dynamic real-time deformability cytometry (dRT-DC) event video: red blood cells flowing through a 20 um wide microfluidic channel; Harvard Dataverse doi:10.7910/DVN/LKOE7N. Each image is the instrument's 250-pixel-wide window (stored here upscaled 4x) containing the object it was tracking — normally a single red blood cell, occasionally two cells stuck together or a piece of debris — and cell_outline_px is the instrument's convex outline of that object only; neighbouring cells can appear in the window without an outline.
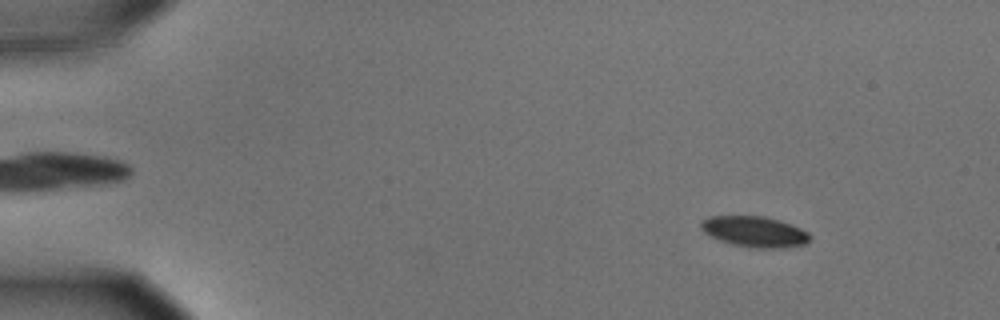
{"species": "common noctule bat (a hibernating species)", "species_latin": "Nyctalus noctula", "temperature_condition": "cold", "stored_images_in_passage": 57, "camera_frame_rate_fps": 3000, "um_per_image_px": 0.085, "animal": {"sex": "male", "body_mass_g": 15.6}, "frame": {"image": 1, "passage_image": 7, "time_ms": 2.0, "image_size_px": [1000, 320], "cell_outline_px": [[812, 236], [804, 244], [784, 248], [756, 248], [732, 244], [720, 240], [704, 232], [700, 228], [700, 220], [708, 216], [764, 216], [780, 220], [792, 224], [808, 232]], "centroid_in_image_um": [64.13, 19.68], "position_along_channel_um": 20.9, "area_um2": 19.59}}
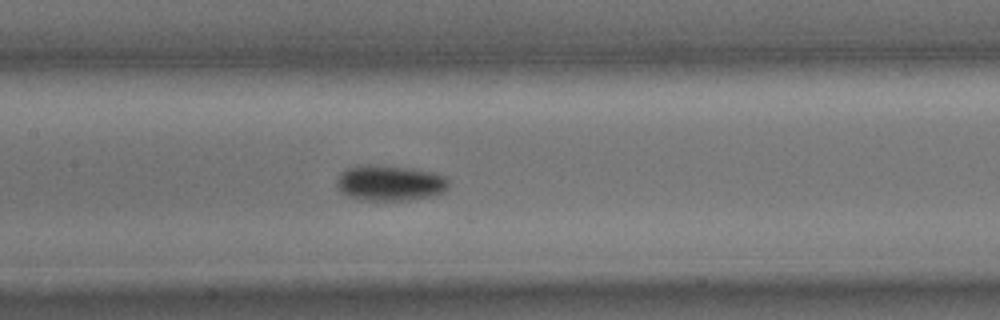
{"frame": {"image": 2, "passage_image": 28, "time_ms": 9.0, "image_size_px": [1000, 320], "cell_outline_px": [[448, 188], [444, 192], [432, 196], [408, 200], [360, 200], [348, 196], [340, 192], [336, 184], [336, 180], [340, 172], [348, 168], [368, 164], [404, 168], [436, 172], [444, 176], [448, 180]], "centroid_in_image_um": [33.13, 15.56], "position_along_channel_um": 174.3, "area_um2": 23.24}}
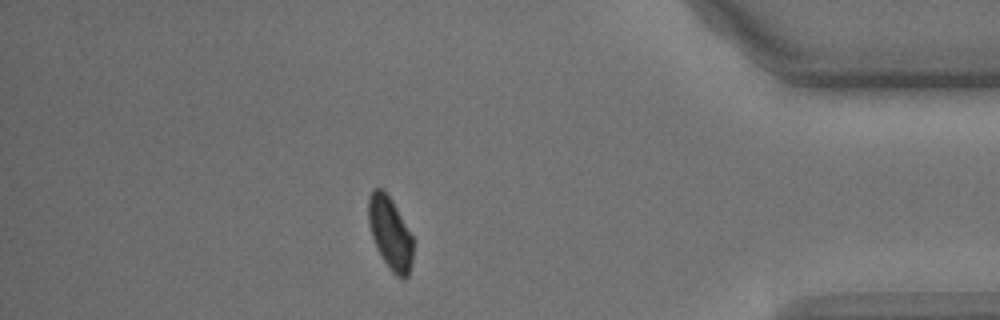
{"frame": {"image": 3, "passage_image": 50, "time_ms": 16.333, "image_size_px": [1000, 320], "cell_outline_px": [[412, 264], [408, 276], [404, 280], [400, 280], [392, 272], [384, 260], [372, 236], [368, 220], [368, 196], [376, 188], [380, 188], [392, 200], [412, 236]], "centroid_in_image_um": [33.17, 19.85], "position_along_channel_um": 402.0, "area_um2": 18.5}, "authors_computed_cell_mechanics": {"area_um2": 20.4612, "velocity_mm_per_s": 3.5633, "shape_relaxation_time_tau1_ms": 3.9836, "shape_relaxation_time_tau2_ms": null, "deformation_change_tau1": 0.1016, "deformation_change_tau2": null}}